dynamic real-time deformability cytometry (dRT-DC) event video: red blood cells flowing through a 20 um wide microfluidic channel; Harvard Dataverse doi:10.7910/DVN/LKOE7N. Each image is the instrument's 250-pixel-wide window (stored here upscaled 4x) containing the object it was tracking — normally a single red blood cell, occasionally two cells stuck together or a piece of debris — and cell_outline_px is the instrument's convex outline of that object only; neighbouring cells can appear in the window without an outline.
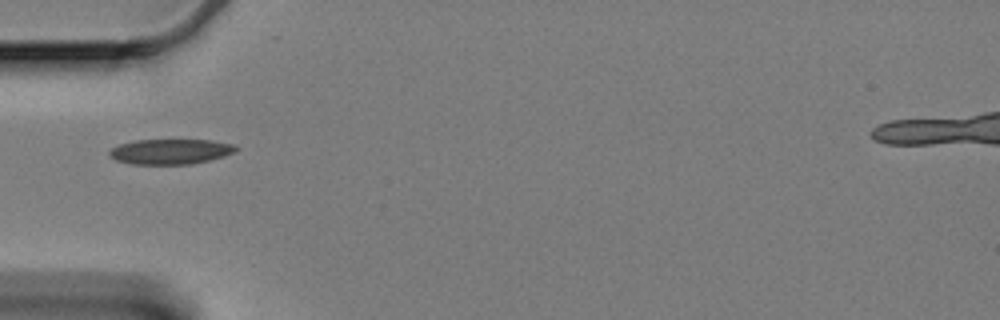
{"species": "Egyptian fruit bat (a non-hibernating species)", "species_latin": "Rousettus aegyptiacus", "temperature_condition": "cold", "stored_images_in_passage": 11, "camera_frame_rate_fps": 3000, "um_per_image_px": 0.085, "animal": {"sex": "female"}, "frame": {"image": 1, "passage_image": 1, "time_ms": 0.0, "image_size_px": [1000, 320], "cell_outline_px": [[240, 148], [236, 152], [224, 156], [192, 164], [132, 164], [116, 160], [108, 156], [108, 152], [112, 148], [120, 144], [136, 140], [212, 140], [236, 144]], "centroid_in_image_um": [14.53, 12.88], "position_along_channel_um": 70.5, "area_um2": 18.73}}
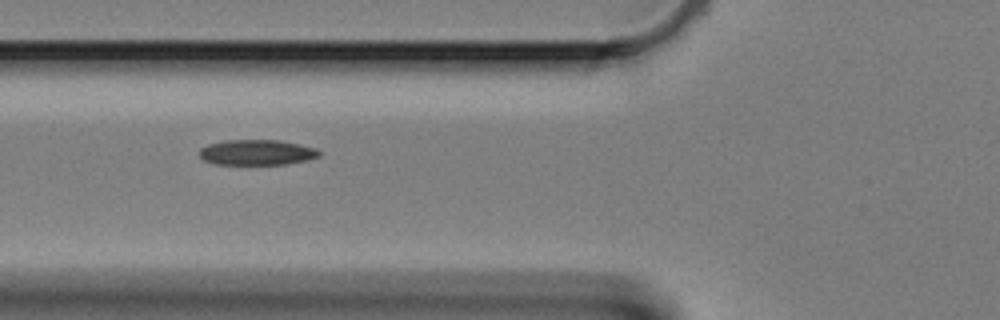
{"frame": {"image": 2, "passage_image": 4, "time_ms": 1.0, "image_size_px": [1000, 320], "cell_outline_px": [[324, 152], [320, 156], [308, 160], [288, 164], [216, 164], [204, 160], [200, 156], [200, 148], [208, 144], [224, 140], [280, 140], [300, 144], [316, 148]], "centroid_in_image_um": [21.89, 12.95], "position_along_channel_um": 103.9, "area_um2": 17.92}}
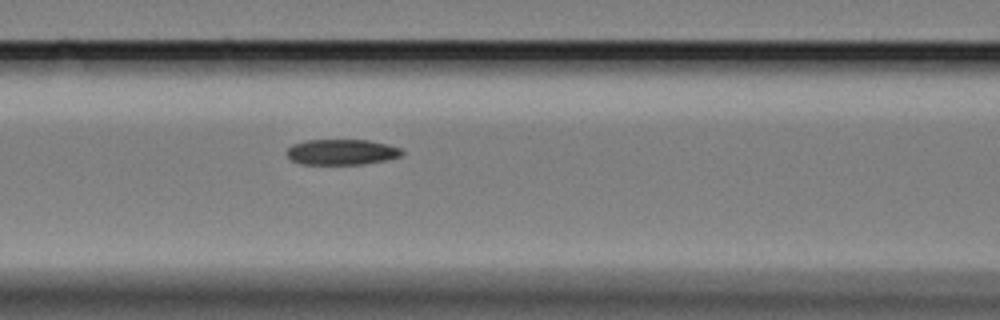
{"frame": {"image": 3, "passage_image": 7, "time_ms": 2.0, "image_size_px": [1000, 320], "cell_outline_px": [[404, 152], [400, 156], [388, 160], [364, 164], [300, 164], [292, 160], [284, 152], [292, 144], [308, 140], [368, 140], [388, 144], [400, 148]], "centroid_in_image_um": [29.04, 12.92], "position_along_channel_um": 137.6, "area_um2": 17.28}}